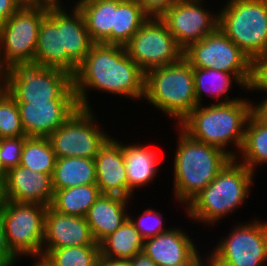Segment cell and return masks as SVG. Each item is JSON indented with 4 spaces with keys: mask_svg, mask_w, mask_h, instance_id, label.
Here are the masks:
<instances>
[{
    "mask_svg": "<svg viewBox=\"0 0 267 266\" xmlns=\"http://www.w3.org/2000/svg\"><path fill=\"white\" fill-rule=\"evenodd\" d=\"M79 107L92 109L88 91L96 89L127 99L141 100L145 72L129 57L124 46L94 43L72 76Z\"/></svg>",
    "mask_w": 267,
    "mask_h": 266,
    "instance_id": "cell-1",
    "label": "cell"
},
{
    "mask_svg": "<svg viewBox=\"0 0 267 266\" xmlns=\"http://www.w3.org/2000/svg\"><path fill=\"white\" fill-rule=\"evenodd\" d=\"M251 105L247 97L228 103H212L211 106L201 104L178 126L191 138L218 147L232 158L240 159L237 151L240 152L244 142ZM228 146H234L237 150L230 151Z\"/></svg>",
    "mask_w": 267,
    "mask_h": 266,
    "instance_id": "cell-2",
    "label": "cell"
},
{
    "mask_svg": "<svg viewBox=\"0 0 267 266\" xmlns=\"http://www.w3.org/2000/svg\"><path fill=\"white\" fill-rule=\"evenodd\" d=\"M178 145L174 163V196L188 205L209 185L232 157L213 145L191 138L176 124Z\"/></svg>",
    "mask_w": 267,
    "mask_h": 266,
    "instance_id": "cell-3",
    "label": "cell"
},
{
    "mask_svg": "<svg viewBox=\"0 0 267 266\" xmlns=\"http://www.w3.org/2000/svg\"><path fill=\"white\" fill-rule=\"evenodd\" d=\"M254 175L243 163H238V158H232L187 205L188 217L207 225L218 223L247 200Z\"/></svg>",
    "mask_w": 267,
    "mask_h": 266,
    "instance_id": "cell-4",
    "label": "cell"
},
{
    "mask_svg": "<svg viewBox=\"0 0 267 266\" xmlns=\"http://www.w3.org/2000/svg\"><path fill=\"white\" fill-rule=\"evenodd\" d=\"M144 100L178 120V124L198 106L193 67L182 57L179 61L145 73Z\"/></svg>",
    "mask_w": 267,
    "mask_h": 266,
    "instance_id": "cell-5",
    "label": "cell"
},
{
    "mask_svg": "<svg viewBox=\"0 0 267 266\" xmlns=\"http://www.w3.org/2000/svg\"><path fill=\"white\" fill-rule=\"evenodd\" d=\"M218 28L253 60L267 49V0H227Z\"/></svg>",
    "mask_w": 267,
    "mask_h": 266,
    "instance_id": "cell-6",
    "label": "cell"
},
{
    "mask_svg": "<svg viewBox=\"0 0 267 266\" xmlns=\"http://www.w3.org/2000/svg\"><path fill=\"white\" fill-rule=\"evenodd\" d=\"M7 91L16 102L77 100L71 74L34 64L10 68Z\"/></svg>",
    "mask_w": 267,
    "mask_h": 266,
    "instance_id": "cell-7",
    "label": "cell"
},
{
    "mask_svg": "<svg viewBox=\"0 0 267 266\" xmlns=\"http://www.w3.org/2000/svg\"><path fill=\"white\" fill-rule=\"evenodd\" d=\"M244 224V225H243ZM206 257L211 266H266L267 222L239 223ZM266 264V265H265Z\"/></svg>",
    "mask_w": 267,
    "mask_h": 266,
    "instance_id": "cell-8",
    "label": "cell"
},
{
    "mask_svg": "<svg viewBox=\"0 0 267 266\" xmlns=\"http://www.w3.org/2000/svg\"><path fill=\"white\" fill-rule=\"evenodd\" d=\"M183 57L193 68L232 73L247 88L252 76V60L218 27L199 42L190 44Z\"/></svg>",
    "mask_w": 267,
    "mask_h": 266,
    "instance_id": "cell-9",
    "label": "cell"
},
{
    "mask_svg": "<svg viewBox=\"0 0 267 266\" xmlns=\"http://www.w3.org/2000/svg\"><path fill=\"white\" fill-rule=\"evenodd\" d=\"M47 206L4 200L0 211L7 244L18 257H42ZM21 255V256H20Z\"/></svg>",
    "mask_w": 267,
    "mask_h": 266,
    "instance_id": "cell-10",
    "label": "cell"
},
{
    "mask_svg": "<svg viewBox=\"0 0 267 266\" xmlns=\"http://www.w3.org/2000/svg\"><path fill=\"white\" fill-rule=\"evenodd\" d=\"M47 15V3L20 7L0 25V49L4 61L12 68L34 64L38 32Z\"/></svg>",
    "mask_w": 267,
    "mask_h": 266,
    "instance_id": "cell-11",
    "label": "cell"
},
{
    "mask_svg": "<svg viewBox=\"0 0 267 266\" xmlns=\"http://www.w3.org/2000/svg\"><path fill=\"white\" fill-rule=\"evenodd\" d=\"M96 118L92 109L79 107L57 130L51 133L48 139L56 158L94 159L100 148L110 138L97 125L99 122Z\"/></svg>",
    "mask_w": 267,
    "mask_h": 266,
    "instance_id": "cell-12",
    "label": "cell"
},
{
    "mask_svg": "<svg viewBox=\"0 0 267 266\" xmlns=\"http://www.w3.org/2000/svg\"><path fill=\"white\" fill-rule=\"evenodd\" d=\"M124 47L145 73L179 61L184 51L160 18H148Z\"/></svg>",
    "mask_w": 267,
    "mask_h": 266,
    "instance_id": "cell-13",
    "label": "cell"
},
{
    "mask_svg": "<svg viewBox=\"0 0 267 266\" xmlns=\"http://www.w3.org/2000/svg\"><path fill=\"white\" fill-rule=\"evenodd\" d=\"M203 1L176 0L160 17L183 50L218 27V12L211 14L209 9L204 8Z\"/></svg>",
    "mask_w": 267,
    "mask_h": 266,
    "instance_id": "cell-14",
    "label": "cell"
},
{
    "mask_svg": "<svg viewBox=\"0 0 267 266\" xmlns=\"http://www.w3.org/2000/svg\"><path fill=\"white\" fill-rule=\"evenodd\" d=\"M22 128L27 137H48L78 108L77 100L17 102Z\"/></svg>",
    "mask_w": 267,
    "mask_h": 266,
    "instance_id": "cell-15",
    "label": "cell"
},
{
    "mask_svg": "<svg viewBox=\"0 0 267 266\" xmlns=\"http://www.w3.org/2000/svg\"><path fill=\"white\" fill-rule=\"evenodd\" d=\"M83 245H99L91 234L86 218L64 215L48 206L44 219L42 256L50 249Z\"/></svg>",
    "mask_w": 267,
    "mask_h": 266,
    "instance_id": "cell-16",
    "label": "cell"
},
{
    "mask_svg": "<svg viewBox=\"0 0 267 266\" xmlns=\"http://www.w3.org/2000/svg\"><path fill=\"white\" fill-rule=\"evenodd\" d=\"M3 191L5 200L48 207L54 195L52 175L18 165L7 171Z\"/></svg>",
    "mask_w": 267,
    "mask_h": 266,
    "instance_id": "cell-17",
    "label": "cell"
},
{
    "mask_svg": "<svg viewBox=\"0 0 267 266\" xmlns=\"http://www.w3.org/2000/svg\"><path fill=\"white\" fill-rule=\"evenodd\" d=\"M62 4L47 3V15L39 27L34 65L66 72V49H63L62 39Z\"/></svg>",
    "mask_w": 267,
    "mask_h": 266,
    "instance_id": "cell-18",
    "label": "cell"
},
{
    "mask_svg": "<svg viewBox=\"0 0 267 266\" xmlns=\"http://www.w3.org/2000/svg\"><path fill=\"white\" fill-rule=\"evenodd\" d=\"M96 184L102 195H117L127 198L126 166L122 142L109 138L95 158Z\"/></svg>",
    "mask_w": 267,
    "mask_h": 266,
    "instance_id": "cell-19",
    "label": "cell"
},
{
    "mask_svg": "<svg viewBox=\"0 0 267 266\" xmlns=\"http://www.w3.org/2000/svg\"><path fill=\"white\" fill-rule=\"evenodd\" d=\"M198 247L181 228H171L144 240L142 252L158 266H171L187 260Z\"/></svg>",
    "mask_w": 267,
    "mask_h": 266,
    "instance_id": "cell-20",
    "label": "cell"
},
{
    "mask_svg": "<svg viewBox=\"0 0 267 266\" xmlns=\"http://www.w3.org/2000/svg\"><path fill=\"white\" fill-rule=\"evenodd\" d=\"M128 201L117 195H101L85 216L96 243L118 229L128 218Z\"/></svg>",
    "mask_w": 267,
    "mask_h": 266,
    "instance_id": "cell-21",
    "label": "cell"
},
{
    "mask_svg": "<svg viewBox=\"0 0 267 266\" xmlns=\"http://www.w3.org/2000/svg\"><path fill=\"white\" fill-rule=\"evenodd\" d=\"M66 9L62 6L63 49H66V72L73 76L94 42L78 8L74 5L70 13Z\"/></svg>",
    "mask_w": 267,
    "mask_h": 266,
    "instance_id": "cell-22",
    "label": "cell"
},
{
    "mask_svg": "<svg viewBox=\"0 0 267 266\" xmlns=\"http://www.w3.org/2000/svg\"><path fill=\"white\" fill-rule=\"evenodd\" d=\"M123 158L126 166L127 198H132L134 188H141L155 180L158 172V153L143 144H123Z\"/></svg>",
    "mask_w": 267,
    "mask_h": 266,
    "instance_id": "cell-23",
    "label": "cell"
},
{
    "mask_svg": "<svg viewBox=\"0 0 267 266\" xmlns=\"http://www.w3.org/2000/svg\"><path fill=\"white\" fill-rule=\"evenodd\" d=\"M122 0H77L74 4L83 15L94 43L112 44L114 11Z\"/></svg>",
    "mask_w": 267,
    "mask_h": 266,
    "instance_id": "cell-24",
    "label": "cell"
},
{
    "mask_svg": "<svg viewBox=\"0 0 267 266\" xmlns=\"http://www.w3.org/2000/svg\"><path fill=\"white\" fill-rule=\"evenodd\" d=\"M144 239L129 218L100 243V259L125 262L143 250Z\"/></svg>",
    "mask_w": 267,
    "mask_h": 266,
    "instance_id": "cell-25",
    "label": "cell"
},
{
    "mask_svg": "<svg viewBox=\"0 0 267 266\" xmlns=\"http://www.w3.org/2000/svg\"><path fill=\"white\" fill-rule=\"evenodd\" d=\"M96 184L95 161L90 158H56L52 175L54 190Z\"/></svg>",
    "mask_w": 267,
    "mask_h": 266,
    "instance_id": "cell-26",
    "label": "cell"
},
{
    "mask_svg": "<svg viewBox=\"0 0 267 266\" xmlns=\"http://www.w3.org/2000/svg\"><path fill=\"white\" fill-rule=\"evenodd\" d=\"M195 97L198 105H201L203 94H209L208 96L216 98L215 103H228L239 98L230 99L227 92L232 88L233 79L234 83L242 89H248L235 75L232 73L222 72L214 68L201 69L193 68ZM204 92V93H203ZM212 95V96H211ZM224 95V96H223ZM224 98V101L220 98ZM220 100V101H219Z\"/></svg>",
    "mask_w": 267,
    "mask_h": 266,
    "instance_id": "cell-27",
    "label": "cell"
},
{
    "mask_svg": "<svg viewBox=\"0 0 267 266\" xmlns=\"http://www.w3.org/2000/svg\"><path fill=\"white\" fill-rule=\"evenodd\" d=\"M101 195L102 193L97 184L54 190L50 207L64 215L85 217L89 208Z\"/></svg>",
    "mask_w": 267,
    "mask_h": 266,
    "instance_id": "cell-28",
    "label": "cell"
},
{
    "mask_svg": "<svg viewBox=\"0 0 267 266\" xmlns=\"http://www.w3.org/2000/svg\"><path fill=\"white\" fill-rule=\"evenodd\" d=\"M148 18L137 0H122L114 11L112 44L125 46Z\"/></svg>",
    "mask_w": 267,
    "mask_h": 266,
    "instance_id": "cell-29",
    "label": "cell"
},
{
    "mask_svg": "<svg viewBox=\"0 0 267 266\" xmlns=\"http://www.w3.org/2000/svg\"><path fill=\"white\" fill-rule=\"evenodd\" d=\"M239 153L242 154V160L238 162L243 163L253 173L258 165L267 163V125L258 121L252 114L247 121L244 142Z\"/></svg>",
    "mask_w": 267,
    "mask_h": 266,
    "instance_id": "cell-30",
    "label": "cell"
},
{
    "mask_svg": "<svg viewBox=\"0 0 267 266\" xmlns=\"http://www.w3.org/2000/svg\"><path fill=\"white\" fill-rule=\"evenodd\" d=\"M56 155L48 137H27L21 153V166L53 175Z\"/></svg>",
    "mask_w": 267,
    "mask_h": 266,
    "instance_id": "cell-31",
    "label": "cell"
},
{
    "mask_svg": "<svg viewBox=\"0 0 267 266\" xmlns=\"http://www.w3.org/2000/svg\"><path fill=\"white\" fill-rule=\"evenodd\" d=\"M49 266H98L99 245H83L48 250L41 257Z\"/></svg>",
    "mask_w": 267,
    "mask_h": 266,
    "instance_id": "cell-32",
    "label": "cell"
},
{
    "mask_svg": "<svg viewBox=\"0 0 267 266\" xmlns=\"http://www.w3.org/2000/svg\"><path fill=\"white\" fill-rule=\"evenodd\" d=\"M26 136L18 104L7 91H0V139Z\"/></svg>",
    "mask_w": 267,
    "mask_h": 266,
    "instance_id": "cell-33",
    "label": "cell"
},
{
    "mask_svg": "<svg viewBox=\"0 0 267 266\" xmlns=\"http://www.w3.org/2000/svg\"><path fill=\"white\" fill-rule=\"evenodd\" d=\"M128 218L134 224L144 240L171 229L163 227L164 219L162 218V215L154 209H146L140 217H137L138 220H136V218L134 219L131 215H128Z\"/></svg>",
    "mask_w": 267,
    "mask_h": 266,
    "instance_id": "cell-34",
    "label": "cell"
},
{
    "mask_svg": "<svg viewBox=\"0 0 267 266\" xmlns=\"http://www.w3.org/2000/svg\"><path fill=\"white\" fill-rule=\"evenodd\" d=\"M27 136L0 139V155L3 167L8 171L20 164L21 153Z\"/></svg>",
    "mask_w": 267,
    "mask_h": 266,
    "instance_id": "cell-35",
    "label": "cell"
},
{
    "mask_svg": "<svg viewBox=\"0 0 267 266\" xmlns=\"http://www.w3.org/2000/svg\"><path fill=\"white\" fill-rule=\"evenodd\" d=\"M267 91V49L252 60V76L248 91Z\"/></svg>",
    "mask_w": 267,
    "mask_h": 266,
    "instance_id": "cell-36",
    "label": "cell"
},
{
    "mask_svg": "<svg viewBox=\"0 0 267 266\" xmlns=\"http://www.w3.org/2000/svg\"><path fill=\"white\" fill-rule=\"evenodd\" d=\"M149 18H160L176 0H137Z\"/></svg>",
    "mask_w": 267,
    "mask_h": 266,
    "instance_id": "cell-37",
    "label": "cell"
},
{
    "mask_svg": "<svg viewBox=\"0 0 267 266\" xmlns=\"http://www.w3.org/2000/svg\"><path fill=\"white\" fill-rule=\"evenodd\" d=\"M18 259L7 244L6 233L0 214V266H15L18 263Z\"/></svg>",
    "mask_w": 267,
    "mask_h": 266,
    "instance_id": "cell-38",
    "label": "cell"
},
{
    "mask_svg": "<svg viewBox=\"0 0 267 266\" xmlns=\"http://www.w3.org/2000/svg\"><path fill=\"white\" fill-rule=\"evenodd\" d=\"M20 6L14 0H0V25L8 20Z\"/></svg>",
    "mask_w": 267,
    "mask_h": 266,
    "instance_id": "cell-39",
    "label": "cell"
},
{
    "mask_svg": "<svg viewBox=\"0 0 267 266\" xmlns=\"http://www.w3.org/2000/svg\"><path fill=\"white\" fill-rule=\"evenodd\" d=\"M267 93V91H261ZM256 105L252 103L251 105V114L260 122L267 125V96L262 98Z\"/></svg>",
    "mask_w": 267,
    "mask_h": 266,
    "instance_id": "cell-40",
    "label": "cell"
},
{
    "mask_svg": "<svg viewBox=\"0 0 267 266\" xmlns=\"http://www.w3.org/2000/svg\"><path fill=\"white\" fill-rule=\"evenodd\" d=\"M10 67L6 64L0 49V91L8 89Z\"/></svg>",
    "mask_w": 267,
    "mask_h": 266,
    "instance_id": "cell-41",
    "label": "cell"
},
{
    "mask_svg": "<svg viewBox=\"0 0 267 266\" xmlns=\"http://www.w3.org/2000/svg\"><path fill=\"white\" fill-rule=\"evenodd\" d=\"M125 263L128 266H158L150 257L146 256L143 252L125 261Z\"/></svg>",
    "mask_w": 267,
    "mask_h": 266,
    "instance_id": "cell-42",
    "label": "cell"
},
{
    "mask_svg": "<svg viewBox=\"0 0 267 266\" xmlns=\"http://www.w3.org/2000/svg\"><path fill=\"white\" fill-rule=\"evenodd\" d=\"M200 253L198 249L185 261L181 263H176L171 266H202L204 265L203 262L207 261L205 259H201ZM203 260V261H202Z\"/></svg>",
    "mask_w": 267,
    "mask_h": 266,
    "instance_id": "cell-43",
    "label": "cell"
},
{
    "mask_svg": "<svg viewBox=\"0 0 267 266\" xmlns=\"http://www.w3.org/2000/svg\"><path fill=\"white\" fill-rule=\"evenodd\" d=\"M20 7H29L41 3L40 0H14Z\"/></svg>",
    "mask_w": 267,
    "mask_h": 266,
    "instance_id": "cell-44",
    "label": "cell"
},
{
    "mask_svg": "<svg viewBox=\"0 0 267 266\" xmlns=\"http://www.w3.org/2000/svg\"><path fill=\"white\" fill-rule=\"evenodd\" d=\"M98 266H128L125 262H108V261H102Z\"/></svg>",
    "mask_w": 267,
    "mask_h": 266,
    "instance_id": "cell-45",
    "label": "cell"
},
{
    "mask_svg": "<svg viewBox=\"0 0 267 266\" xmlns=\"http://www.w3.org/2000/svg\"><path fill=\"white\" fill-rule=\"evenodd\" d=\"M7 175V170L3 167V162L0 155V183H3L5 181Z\"/></svg>",
    "mask_w": 267,
    "mask_h": 266,
    "instance_id": "cell-46",
    "label": "cell"
},
{
    "mask_svg": "<svg viewBox=\"0 0 267 266\" xmlns=\"http://www.w3.org/2000/svg\"><path fill=\"white\" fill-rule=\"evenodd\" d=\"M4 191H3V183H0V211L3 207V203H4Z\"/></svg>",
    "mask_w": 267,
    "mask_h": 266,
    "instance_id": "cell-47",
    "label": "cell"
},
{
    "mask_svg": "<svg viewBox=\"0 0 267 266\" xmlns=\"http://www.w3.org/2000/svg\"><path fill=\"white\" fill-rule=\"evenodd\" d=\"M33 266H49L42 258H37Z\"/></svg>",
    "mask_w": 267,
    "mask_h": 266,
    "instance_id": "cell-48",
    "label": "cell"
},
{
    "mask_svg": "<svg viewBox=\"0 0 267 266\" xmlns=\"http://www.w3.org/2000/svg\"><path fill=\"white\" fill-rule=\"evenodd\" d=\"M41 2L50 3V4H60L61 0H40Z\"/></svg>",
    "mask_w": 267,
    "mask_h": 266,
    "instance_id": "cell-49",
    "label": "cell"
},
{
    "mask_svg": "<svg viewBox=\"0 0 267 266\" xmlns=\"http://www.w3.org/2000/svg\"><path fill=\"white\" fill-rule=\"evenodd\" d=\"M206 264V265H205ZM203 266V265H202ZM204 266H211V264L207 261V262H204Z\"/></svg>",
    "mask_w": 267,
    "mask_h": 266,
    "instance_id": "cell-50",
    "label": "cell"
}]
</instances>
